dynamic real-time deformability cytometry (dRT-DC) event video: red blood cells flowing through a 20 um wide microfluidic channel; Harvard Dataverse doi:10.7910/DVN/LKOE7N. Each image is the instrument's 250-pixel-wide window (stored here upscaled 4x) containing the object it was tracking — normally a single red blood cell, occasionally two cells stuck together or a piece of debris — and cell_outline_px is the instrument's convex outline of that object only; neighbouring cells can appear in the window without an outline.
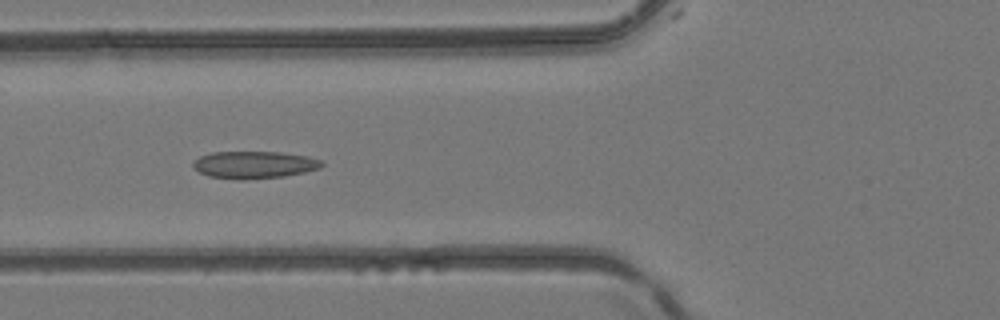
{"species": "common noctule bat (a hibernating species)", "species_latin": "Nyctalus noctula", "temperature_condition": "room temperature", "stored_images_in_passage": 5, "camera_frame_rate_fps": 3000, "um_per_image_px": 0.085, "animal": {"sex": "female", "body_mass_g": 24.6, "forearm_length_mm": 56.2}, "frame": {"image": 1, "passage_image": 4, "time_ms": 1.0, "image_size_px": [1000, 320], "cell_outline_px": [[324, 164], [320, 168], [304, 172], [284, 176], [244, 180], [240, 180], [208, 176], [192, 168], [192, 164], [200, 156], [212, 152], [280, 152], [308, 156], [324, 160]], "centroid_in_image_um": [21.62, 14.01], "position_along_channel_um": 104.2, "area_um2": 20.58}}